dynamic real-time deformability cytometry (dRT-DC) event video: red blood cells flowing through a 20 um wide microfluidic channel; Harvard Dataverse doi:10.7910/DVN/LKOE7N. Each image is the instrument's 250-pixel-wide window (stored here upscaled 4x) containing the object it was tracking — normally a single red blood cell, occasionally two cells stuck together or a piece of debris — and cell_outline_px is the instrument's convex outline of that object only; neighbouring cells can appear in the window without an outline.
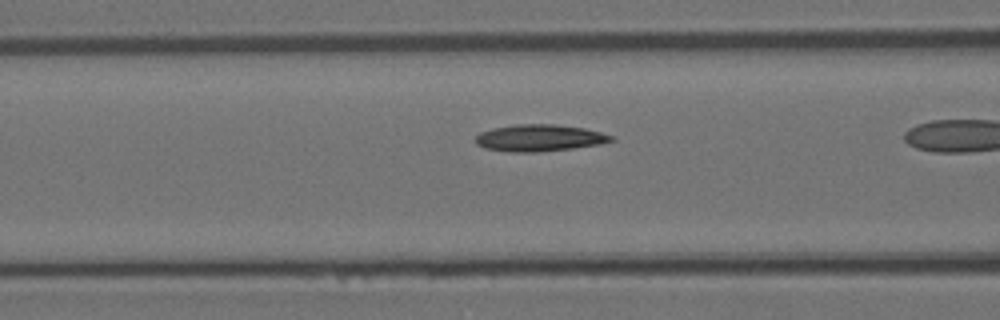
{"species": "Egyptian fruit bat (a non-hibernating species)", "species_latin": "Rousettus aegyptiacus", "temperature_condition": "room temperature", "stored_images_in_passage": 39, "camera_frame_rate_fps": 3000, "um_per_image_px": 0.085, "animal": {"sex": "female"}, "frame": {"image": 1, "passage_image": 19, "time_ms": 6.0, "image_size_px": [1000, 320], "cell_outline_px": [[616, 140], [600, 144], [572, 148], [540, 152], [508, 152], [484, 148], [476, 144], [476, 136], [480, 132], [492, 128], [516, 124], [556, 124], [584, 128], [616, 136]], "centroid_in_image_um": [45.86, 11.72], "position_along_channel_um": 120.7, "area_um2": 21.39}}
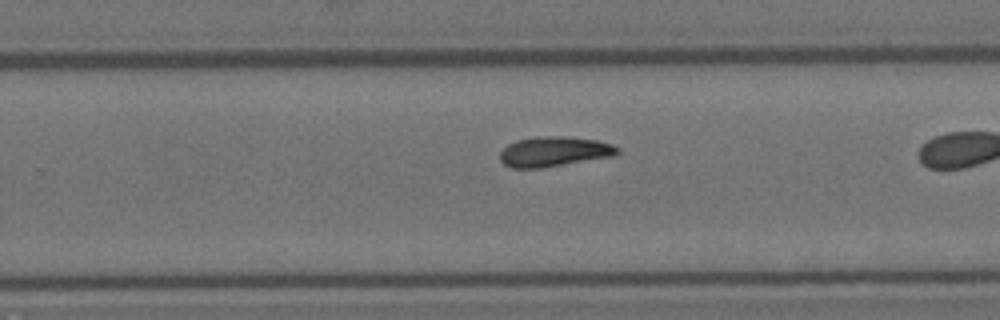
{"frame": {"image": 2, "passage_image": 32, "time_ms": 10.333, "image_size_px": [1000, 320], "cell_outline_px": [[620, 152], [616, 156], [544, 168], [512, 168], [504, 164], [500, 160], [500, 152], [508, 144], [516, 140], [544, 136], [564, 136], [596, 140], [612, 144], [620, 148]], "centroid_in_image_um": [47.14, 12.9], "position_along_channel_um": 282.7, "area_um2": 20.75}}
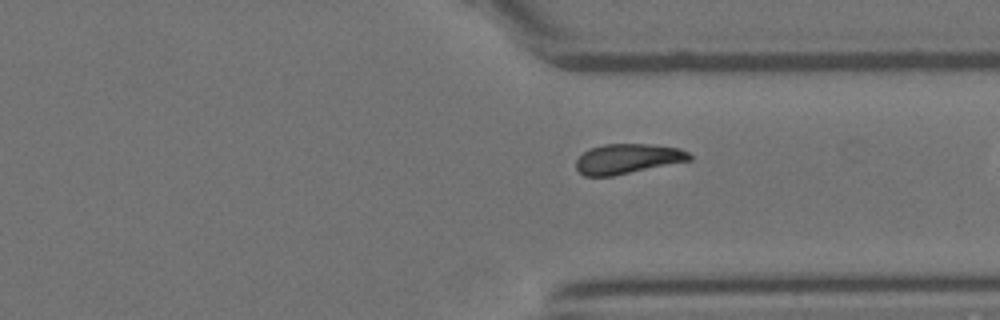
{"frame": {"image": 3, "passage_image": 38, "time_ms": 12.333, "image_size_px": [1000, 320], "cell_outline_px": [[692, 160], [612, 176], [584, 176], [576, 168], [576, 160], [584, 152], [592, 148], [604, 144], [648, 144], [680, 148], [688, 152], [692, 156]], "centroid_in_image_um": [53.36, 13.5], "position_along_channel_um": 358.0, "area_um2": 19.65}}